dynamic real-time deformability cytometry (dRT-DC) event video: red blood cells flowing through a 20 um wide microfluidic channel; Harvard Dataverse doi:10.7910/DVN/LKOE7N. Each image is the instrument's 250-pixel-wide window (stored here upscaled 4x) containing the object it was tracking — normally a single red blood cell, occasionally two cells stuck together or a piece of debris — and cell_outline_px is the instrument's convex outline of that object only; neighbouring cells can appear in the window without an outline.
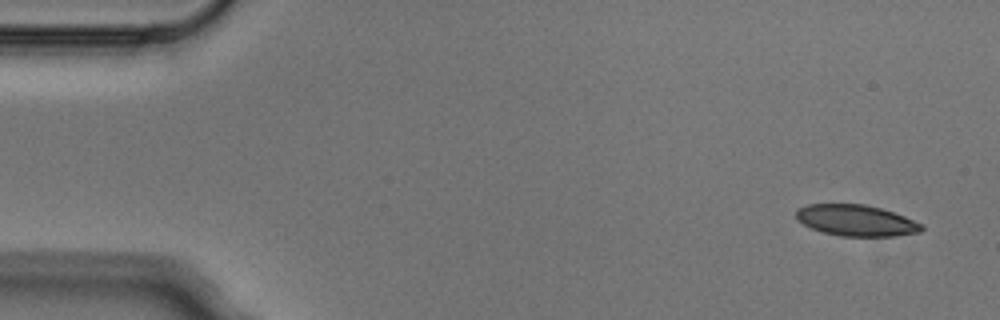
{"species": "Egyptian fruit bat (a non-hibernating species)", "species_latin": "Rousettus aegyptiacus", "temperature_condition": "cold", "stored_images_in_passage": 4, "camera_frame_rate_fps": 3000, "um_per_image_px": 0.085, "animal": {"sex": "male"}, "frame": {"image": 1, "passage_image": 1, "time_ms": 0.0, "image_size_px": [1000, 320], "cell_outline_px": [[924, 228], [920, 232], [892, 236], [840, 236], [824, 232], [812, 228], [796, 220], [796, 212], [800, 208], [808, 204], [864, 204], [880, 208], [904, 216], [924, 224]], "centroid_in_image_um": [72.79, 18.74], "position_along_channel_um": 12.2, "area_um2": 22.66}}
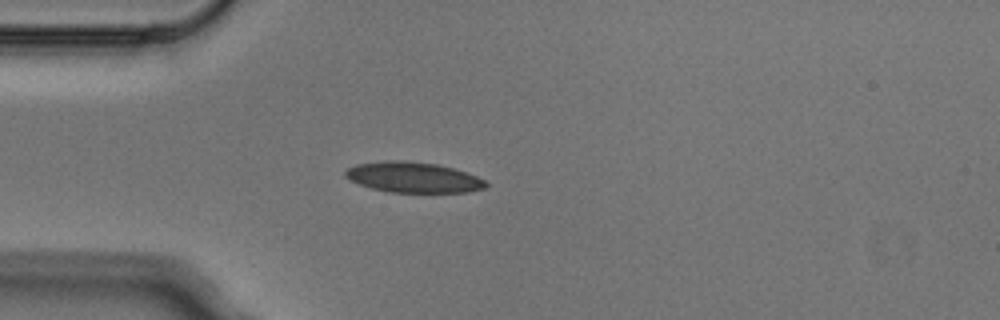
{"frame": {"image": 2, "passage_image": 4, "time_ms": 1.0, "image_size_px": [1000, 320], "cell_outline_px": [[488, 184], [484, 188], [468, 192], [388, 192], [372, 188], [360, 184], [344, 176], [344, 172], [348, 168], [356, 164], [388, 160], [404, 160], [436, 164], [452, 168], [476, 176], [484, 180]], "centroid_in_image_um": [35.1, 15.07], "position_along_channel_um": 49.9, "area_um2": 24.74}}